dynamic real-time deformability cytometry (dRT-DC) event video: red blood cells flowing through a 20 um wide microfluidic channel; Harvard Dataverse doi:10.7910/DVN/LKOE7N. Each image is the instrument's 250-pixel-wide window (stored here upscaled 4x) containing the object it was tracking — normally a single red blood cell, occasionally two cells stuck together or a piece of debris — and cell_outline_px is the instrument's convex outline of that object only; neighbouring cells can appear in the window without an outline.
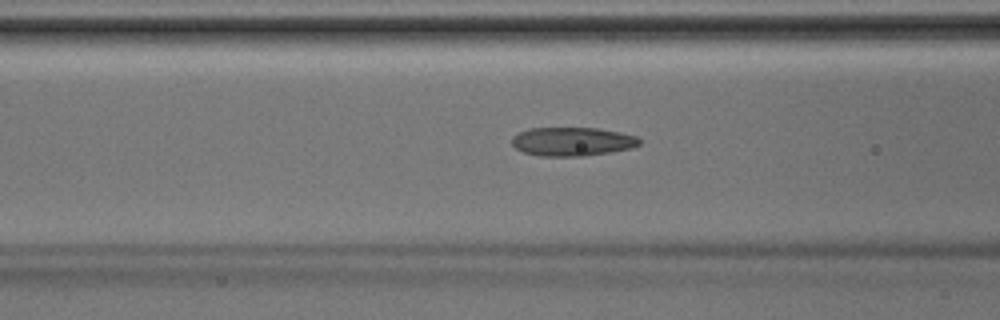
{"species": "Egyptian fruit bat (a non-hibernating species)", "species_latin": "Rousettus aegyptiacus", "temperature_condition": "room temperature", "stored_images_in_passage": 31, "camera_frame_rate_fps": 3000, "um_per_image_px": 0.085, "animal": {"sex": "male"}, "frame": {"image": 1, "passage_image": 8, "time_ms": 2.333, "image_size_px": [1000, 320], "cell_outline_px": [[640, 144], [632, 148], [584, 156], [540, 156], [524, 152], [516, 148], [512, 144], [512, 136], [528, 128], [596, 128], [620, 132], [636, 136], [640, 140]], "centroid_in_image_um": [48.63, 12.03], "position_along_channel_um": 118.0, "area_um2": 21.27}}
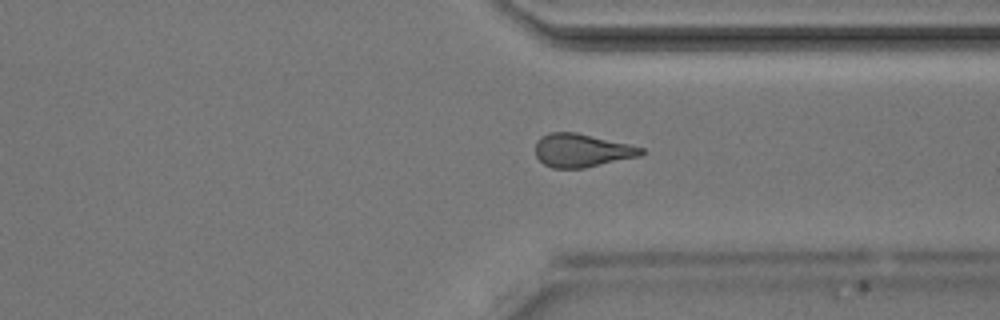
{"frame": {"image": 2, "passage_image": 23, "time_ms": 7.333, "image_size_px": [1000, 320], "cell_outline_px": [[644, 152], [640, 156], [584, 168], [552, 168], [544, 164], [536, 156], [536, 140], [540, 136], [548, 132], [576, 132], [628, 144], [644, 148]], "centroid_in_image_um": [49.42, 12.78], "position_along_channel_um": 362.0, "area_um2": 20.52}}
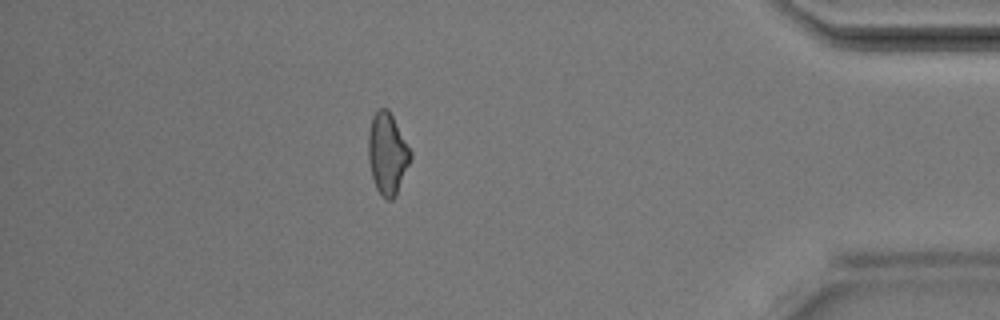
{"frame": {"image": 3, "passage_image": 28, "time_ms": 9.0, "image_size_px": [1000, 320], "cell_outline_px": [[412, 156], [396, 196], [392, 200], [388, 200], [376, 188], [372, 176], [368, 160], [368, 136], [372, 116], [380, 108], [388, 108], [412, 152]], "centroid_in_image_um": [32.93, 13.05], "position_along_channel_um": 402.3, "area_um2": 19.88}}